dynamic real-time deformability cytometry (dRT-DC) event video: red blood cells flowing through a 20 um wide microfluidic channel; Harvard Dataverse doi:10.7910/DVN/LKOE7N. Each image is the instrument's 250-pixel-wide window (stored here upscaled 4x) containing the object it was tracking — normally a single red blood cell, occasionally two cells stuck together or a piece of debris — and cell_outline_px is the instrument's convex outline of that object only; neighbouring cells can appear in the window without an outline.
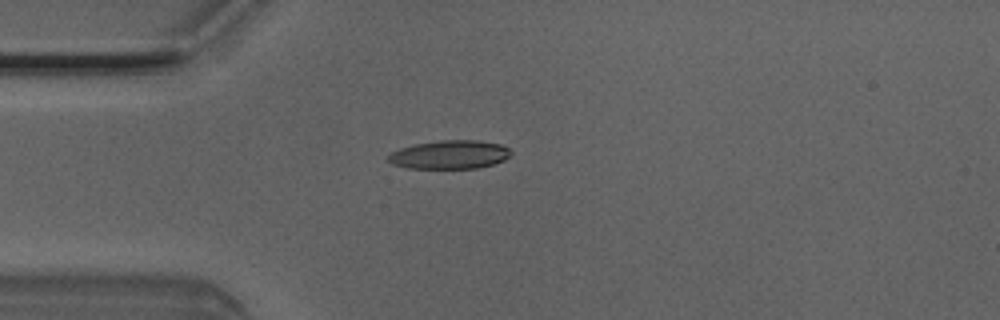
{"species": "Egyptian fruit bat (a non-hibernating species)", "species_latin": "Rousettus aegyptiacus", "temperature_condition": "room temperature", "stored_images_in_passage": 4, "camera_frame_rate_fps": 3000, "um_per_image_px": 0.085, "animal": {"sex": "male"}, "frame": {"image": 1, "passage_image": 4, "time_ms": 1.0, "image_size_px": [1000, 320], "cell_outline_px": [[512, 152], [504, 160], [480, 168], [408, 168], [392, 164], [388, 160], [388, 156], [392, 152], [400, 148], [416, 144], [440, 140], [476, 140], [500, 144], [508, 148]], "centroid_in_image_um": [38.22, 13.14], "position_along_channel_um": 46.8, "area_um2": 20.29}}